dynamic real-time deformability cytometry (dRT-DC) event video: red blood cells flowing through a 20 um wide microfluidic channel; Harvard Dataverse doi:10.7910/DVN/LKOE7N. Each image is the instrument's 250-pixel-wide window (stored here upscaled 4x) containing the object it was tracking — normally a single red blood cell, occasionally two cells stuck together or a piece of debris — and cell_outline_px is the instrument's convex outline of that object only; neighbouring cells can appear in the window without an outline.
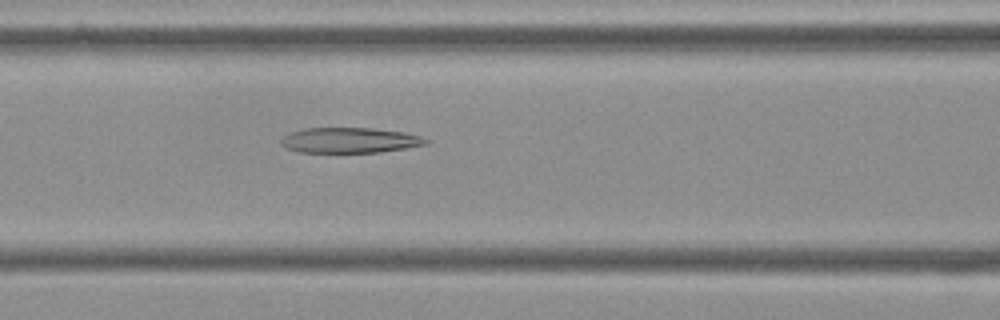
{"species": "Egyptian fruit bat (a non-hibernating species)", "species_latin": "Rousettus aegyptiacus", "temperature_condition": "cold", "stored_images_in_passage": 38, "camera_frame_rate_fps": 3000, "um_per_image_px": 0.085, "frame": {"image": 1, "passage_image": 8, "time_ms": 2.333, "image_size_px": [1000, 320], "cell_outline_px": [[432, 140], [428, 144], [380, 152], [300, 152], [288, 148], [280, 144], [280, 140], [288, 132], [304, 128], [372, 128], [404, 132], [420, 136]], "centroid_in_image_um": [29.73, 11.91], "position_along_channel_um": 136.9, "area_um2": 21.44}}
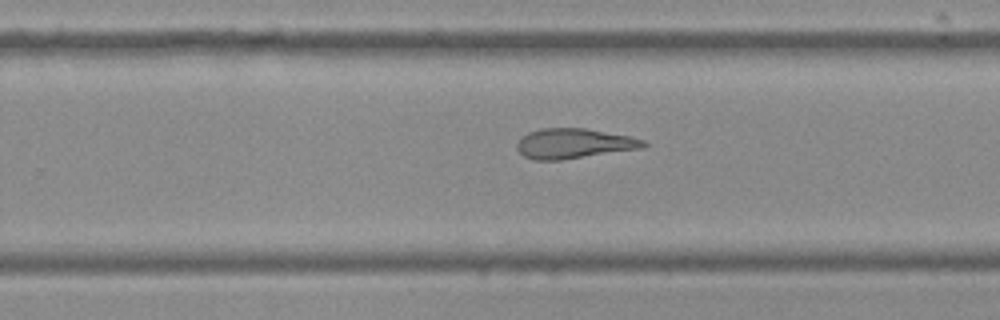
{"frame": {"image": 2, "passage_image": 20, "time_ms": 6.333, "image_size_px": [1000, 320], "cell_outline_px": [[648, 144], [644, 148], [560, 160], [532, 160], [524, 156], [516, 148], [516, 144], [528, 132], [540, 128], [584, 128], [628, 136], [644, 140]], "centroid_in_image_um": [48.77, 12.2], "position_along_channel_um": 281.0, "area_um2": 22.02}}
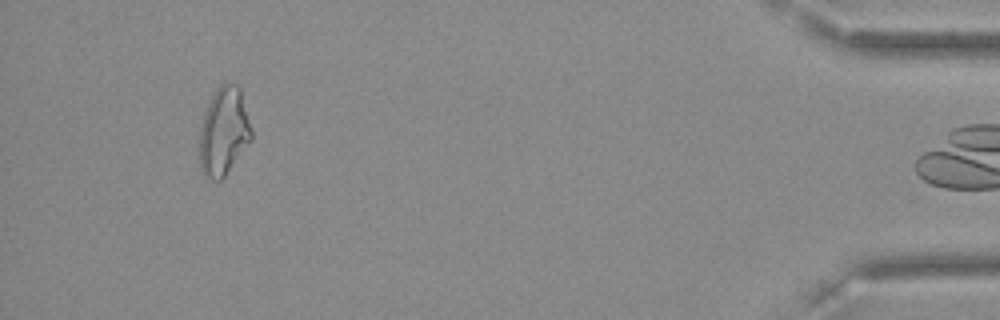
{"frame": {"image": 3, "passage_image": 37, "time_ms": 12.0, "image_size_px": [1000, 320], "cell_outline_px": [[252, 140], [224, 176], [220, 180], [212, 180], [204, 176], [200, 172], [200, 128], [204, 112], [208, 100], [220, 84], [236, 84], [240, 88], [252, 128]], "centroid_in_image_um": [19.01, 11.18], "position_along_channel_um": 416.2, "area_um2": 26.76}, "authors_computed_cell_mechanics": {"area_um2": 22.5131, "velocity_mm_per_s": 3.6086, "shape_relaxation_time_tau1_ms": null, "shape_relaxation_time_tau2_ms": 2.8934, "deformation_change_tau1": null, "deformation_change_tau2": 0.1383}}